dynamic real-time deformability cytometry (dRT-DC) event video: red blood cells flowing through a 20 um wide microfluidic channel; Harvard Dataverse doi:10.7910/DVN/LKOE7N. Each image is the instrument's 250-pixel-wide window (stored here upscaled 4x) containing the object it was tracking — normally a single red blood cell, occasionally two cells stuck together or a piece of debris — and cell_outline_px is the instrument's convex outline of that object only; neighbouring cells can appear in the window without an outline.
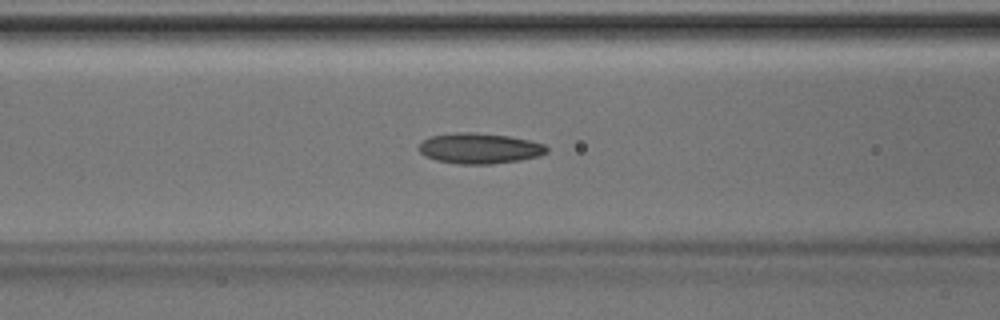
{"species": "Egyptian fruit bat (a non-hibernating species)", "species_latin": "Rousettus aegyptiacus", "temperature_condition": "room temperature", "stored_images_in_passage": 47, "camera_frame_rate_fps": 3000, "um_per_image_px": 0.085, "animal": {"sex": "male"}, "frame": {"image": 1, "passage_image": 19, "time_ms": 6.0, "image_size_px": [1000, 320], "cell_outline_px": [[548, 152], [540, 156], [520, 160], [492, 164], [460, 164], [436, 160], [424, 156], [420, 152], [420, 144], [428, 136], [456, 132], [472, 132], [508, 136], [528, 140], [544, 144], [548, 148]], "centroid_in_image_um": [40.76, 12.61], "position_along_channel_um": 125.8, "area_um2": 22.77}}
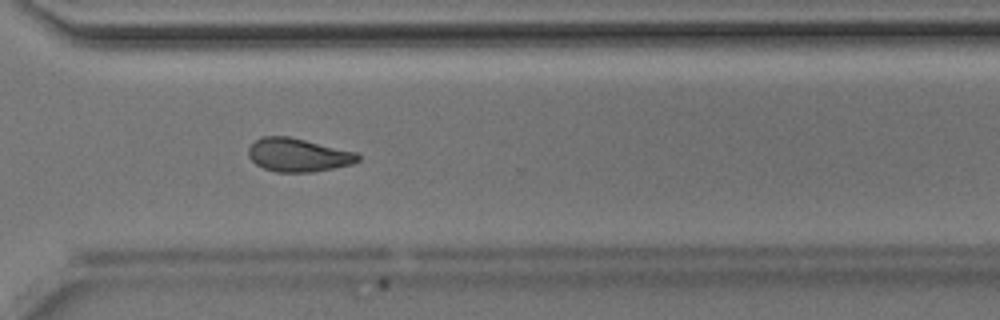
{"frame": {"image": 2, "passage_image": 34, "time_ms": 11.0, "image_size_px": [1000, 320], "cell_outline_px": [[360, 160], [352, 164], [312, 172], [276, 172], [264, 168], [256, 164], [248, 156], [248, 148], [256, 140], [264, 136], [288, 136], [356, 152], [360, 156]], "centroid_in_image_um": [25.33, 13.18], "position_along_channel_um": 345.3, "area_um2": 21.15}}
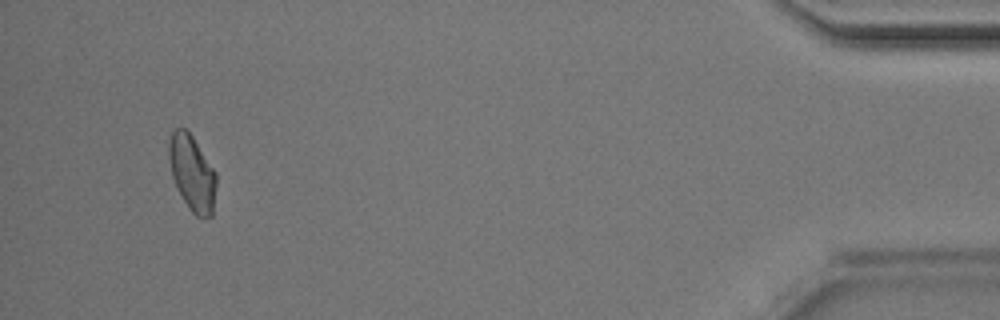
{"frame": {"image": 3, "passage_image": 44, "time_ms": 14.333, "image_size_px": [1000, 320], "cell_outline_px": [[216, 184], [212, 216], [200, 220], [188, 208], [172, 176], [168, 156], [168, 144], [172, 132], [176, 128], [184, 128], [192, 136], [216, 172]], "centroid_in_image_um": [16.34, 14.74], "position_along_channel_um": 418.9, "area_um2": 20.75}}